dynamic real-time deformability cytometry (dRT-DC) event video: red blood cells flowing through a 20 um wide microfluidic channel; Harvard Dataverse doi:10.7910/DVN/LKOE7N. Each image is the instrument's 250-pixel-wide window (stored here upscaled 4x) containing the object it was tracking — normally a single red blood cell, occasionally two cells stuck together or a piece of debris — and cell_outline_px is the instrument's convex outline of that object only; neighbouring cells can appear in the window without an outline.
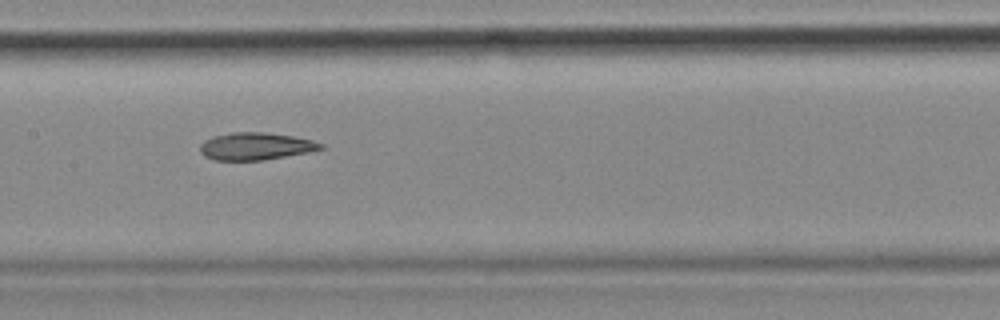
{"species": "common noctule bat (a hibernating species)", "species_latin": "Nyctalus noctula", "temperature_condition": "cold", "stored_images_in_passage": 51, "camera_frame_rate_fps": 3000, "um_per_image_px": 0.085, "animal": {"sex": "female", "body_mass_g": 18.4}, "frame": {"image": 1, "passage_image": 22, "time_ms": 7.0, "image_size_px": [1000, 320], "cell_outline_px": [[324, 148], [308, 152], [264, 160], [216, 160], [204, 156], [200, 152], [200, 144], [204, 140], [212, 136], [232, 132], [264, 132], [292, 136], [312, 140], [324, 144]], "centroid_in_image_um": [21.71, 12.43], "position_along_channel_um": 185.7, "area_um2": 19.25}, "authors_computed_cell_mechanics": {"area_um2": 20.4612, "velocity_mm_per_s": 3.5823, "shape_relaxation_time_tau1_ms": null, "shape_relaxation_time_tau2_ms": 5.5337, "deformation_change_tau1": null, "deformation_change_tau2": 0.1313}}